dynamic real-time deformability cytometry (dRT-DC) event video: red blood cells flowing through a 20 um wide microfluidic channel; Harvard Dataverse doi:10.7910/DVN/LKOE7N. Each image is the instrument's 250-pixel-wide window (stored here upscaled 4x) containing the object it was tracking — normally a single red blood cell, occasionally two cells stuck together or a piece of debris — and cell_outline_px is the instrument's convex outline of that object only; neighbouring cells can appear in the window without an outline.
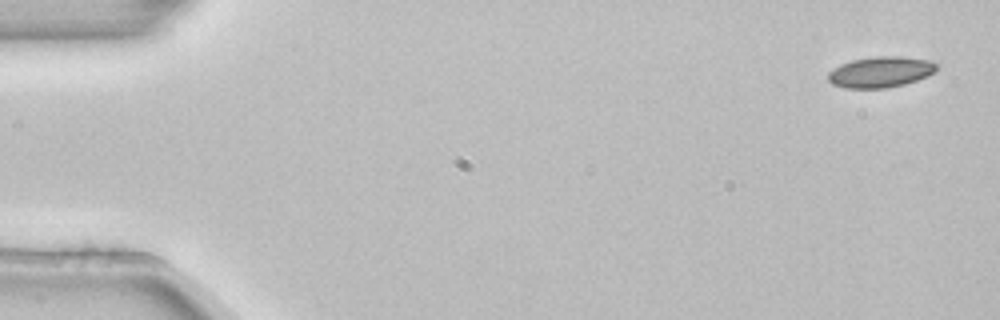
{"species": "common noctule bat (a hibernating species)", "species_latin": "Nyctalus noctula", "temperature_condition": "room temperature", "stored_images_in_passage": 7, "camera_frame_rate_fps": 3000, "um_per_image_px": 0.085, "animal": {"sex": "female", "body_mass_g": 22.7, "forearm_length_mm": 54.2}, "frame": {"image": 1, "passage_image": 1, "time_ms": 0.0, "image_size_px": [1000, 320], "cell_outline_px": [[940, 64], [936, 72], [928, 76], [904, 84], [888, 88], [844, 88], [832, 84], [828, 80], [828, 72], [832, 68], [840, 64], [852, 60], [876, 56], [900, 56], [928, 60]], "centroid_in_image_um": [74.86, 6.12], "position_along_channel_um": 10.1, "area_um2": 19.77}}
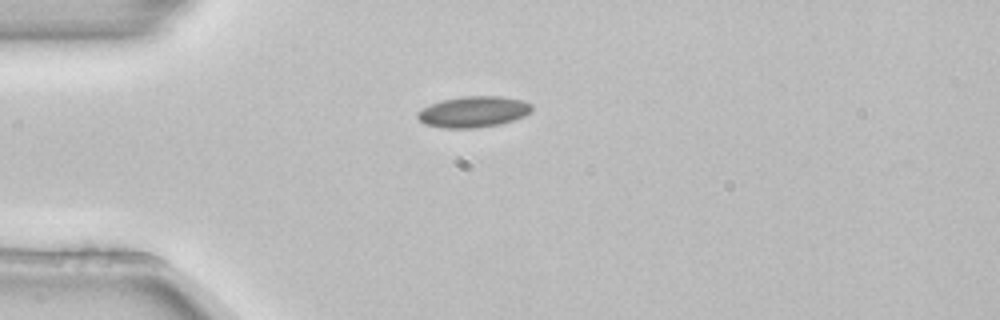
{"frame": {"image": 2, "passage_image": 4, "time_ms": 1.0, "image_size_px": [1000, 320], "cell_outline_px": [[532, 112], [524, 116], [500, 124], [476, 128], [444, 128], [424, 124], [416, 116], [416, 112], [432, 104], [444, 100], [464, 96], [500, 96], [524, 100], [532, 104]], "centroid_in_image_um": [40.27, 9.5], "position_along_channel_um": 44.7, "area_um2": 20.63}}